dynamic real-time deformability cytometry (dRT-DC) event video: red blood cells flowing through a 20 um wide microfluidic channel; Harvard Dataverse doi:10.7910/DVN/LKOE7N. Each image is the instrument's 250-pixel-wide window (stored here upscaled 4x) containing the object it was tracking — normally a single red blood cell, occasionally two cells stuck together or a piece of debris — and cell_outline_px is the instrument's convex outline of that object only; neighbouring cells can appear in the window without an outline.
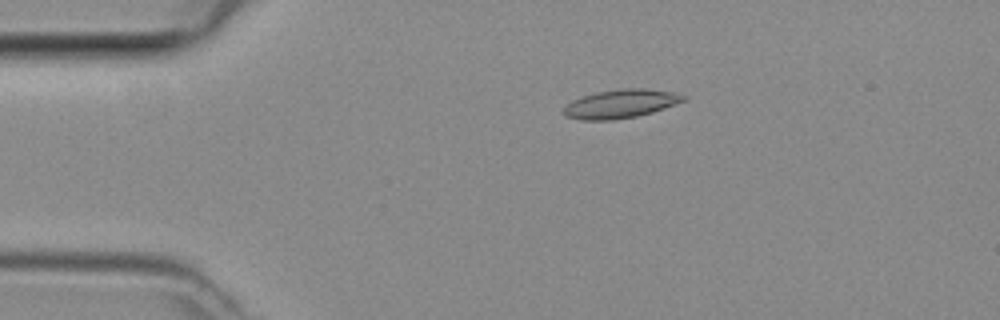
{"species": "common noctule bat (a hibernating species)", "species_latin": "Nyctalus noctula", "temperature_condition": "room temperature", "stored_images_in_passage": 47, "camera_frame_rate_fps": 3000, "um_per_image_px": 0.085, "animal": {"sex": "female", "body_mass_g": 29.2, "forearm_length_mm": 56.3}, "frame": {"image": 1, "passage_image": 9, "time_ms": 2.667, "image_size_px": [1000, 320], "cell_outline_px": [[688, 100], [652, 112], [636, 116], [612, 120], [580, 120], [564, 116], [564, 108], [572, 100], [596, 92], [624, 88], [644, 88], [672, 92], [688, 96]], "centroid_in_image_um": [52.78, 8.82], "position_along_channel_um": 32.2, "area_um2": 19.94}}
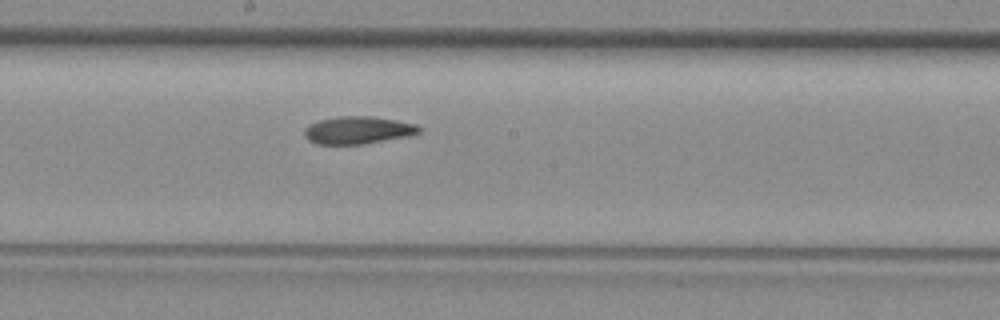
{"frame": {"image": 2, "passage_image": 25, "time_ms": 8.0, "image_size_px": [1000, 320], "cell_outline_px": [[420, 132], [408, 136], [360, 144], [316, 144], [308, 140], [304, 136], [304, 132], [308, 124], [320, 120], [336, 116], [372, 116], [396, 120], [416, 124], [420, 128]], "centroid_in_image_um": [30.39, 11.05], "position_along_channel_um": 217.8, "area_um2": 18.32}}
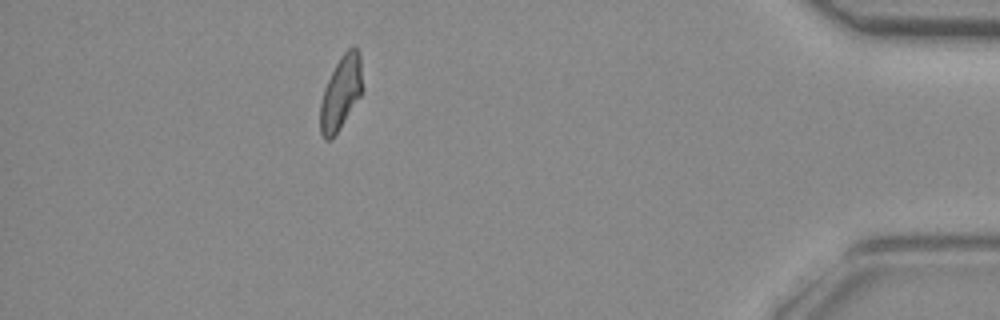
{"frame": {"image": 3, "passage_image": 42, "time_ms": 13.667, "image_size_px": [1000, 320], "cell_outline_px": [[364, 88], [360, 96], [332, 140], [324, 140], [320, 132], [320, 104], [324, 88], [340, 56], [348, 48], [356, 48], [360, 56]], "centroid_in_image_um": [28.98, 7.91], "position_along_channel_um": 406.2, "area_um2": 18.09}}